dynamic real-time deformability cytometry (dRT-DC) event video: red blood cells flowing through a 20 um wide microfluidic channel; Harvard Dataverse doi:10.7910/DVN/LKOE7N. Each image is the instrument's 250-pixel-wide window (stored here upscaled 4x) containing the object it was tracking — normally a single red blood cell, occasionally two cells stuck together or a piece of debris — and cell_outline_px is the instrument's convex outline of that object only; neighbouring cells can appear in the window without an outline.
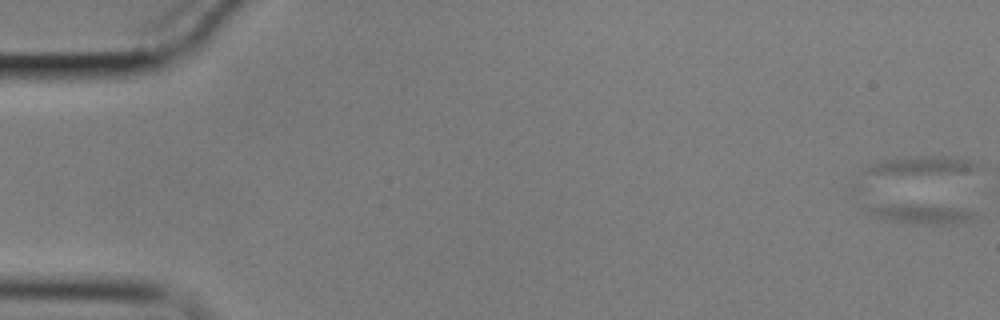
{"species": "common noctule bat (a hibernating species)", "species_latin": "Nyctalus noctula", "temperature_condition": "cold", "stored_images_in_passage": 16, "camera_frame_rate_fps": 3000, "um_per_image_px": 0.085, "animal": {"sex": "male", "body_mass_g": 17.9}, "frame": {"image": 1, "passage_image": 1, "time_ms": 0.0, "image_size_px": [1000, 320], "cell_outline_px": [[976, 212], [968, 220], [956, 224], [916, 224], [888, 220], [876, 216], [868, 212], [868, 208], [896, 204], [908, 204], [964, 208]], "centroid_in_image_um": [78.39, 18.19], "position_along_channel_um": 6.6, "area_um2": 11.73}}